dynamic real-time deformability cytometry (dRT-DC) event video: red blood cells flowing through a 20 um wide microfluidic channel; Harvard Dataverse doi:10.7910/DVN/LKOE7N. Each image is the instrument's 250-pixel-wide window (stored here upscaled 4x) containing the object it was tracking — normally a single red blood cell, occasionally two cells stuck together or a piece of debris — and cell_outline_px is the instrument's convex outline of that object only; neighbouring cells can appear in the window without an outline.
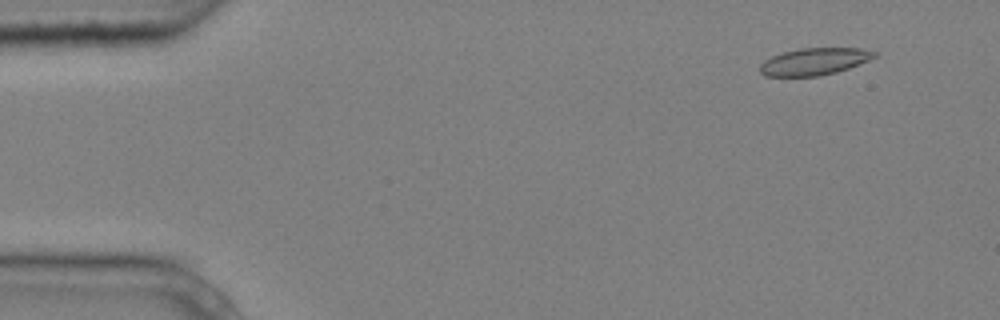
{"species": "common noctule bat (a hibernating species)", "species_latin": "Nyctalus noctula", "temperature_condition": "cold", "stored_images_in_passage": 5, "camera_frame_rate_fps": 3000, "um_per_image_px": 0.085, "animal": {"sex": "male", "body_mass_g": 20.4}, "frame": {"image": 1, "passage_image": 2, "time_ms": 0.333, "image_size_px": [1000, 320], "cell_outline_px": [[880, 56], [848, 68], [836, 72], [816, 76], [764, 76], [760, 72], [760, 64], [764, 60], [772, 56], [784, 52], [800, 48], [860, 48], [880, 52]], "centroid_in_image_um": [69.26, 5.22], "position_along_channel_um": 15.7, "area_um2": 18.15}}
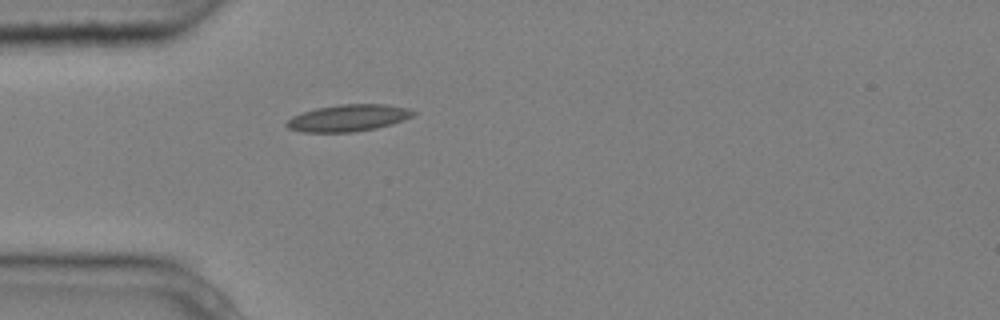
{"frame": {"image": 2, "passage_image": 5, "time_ms": 1.333, "image_size_px": [1000, 320], "cell_outline_px": [[416, 112], [412, 116], [404, 120], [392, 124], [376, 128], [356, 132], [304, 132], [288, 128], [284, 124], [292, 116], [316, 108], [340, 104], [384, 104], [408, 108]], "centroid_in_image_um": [29.61, 10.03], "position_along_channel_um": 55.4, "area_um2": 19.77}}